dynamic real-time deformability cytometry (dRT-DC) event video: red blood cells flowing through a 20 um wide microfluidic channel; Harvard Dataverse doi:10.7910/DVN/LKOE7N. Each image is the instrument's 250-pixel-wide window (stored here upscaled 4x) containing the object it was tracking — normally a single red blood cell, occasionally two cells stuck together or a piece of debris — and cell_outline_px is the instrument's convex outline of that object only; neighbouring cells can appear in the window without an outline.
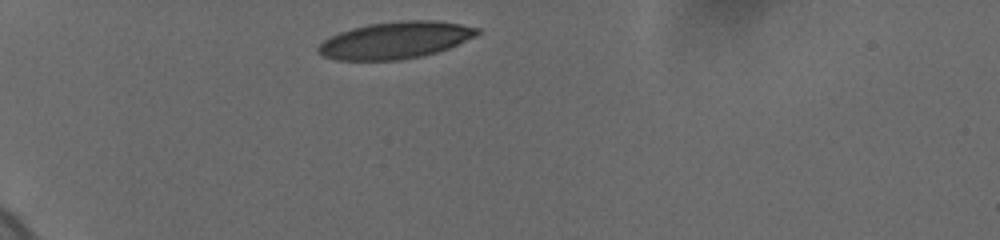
{"species": "human", "species_latin": "Homo sapiens", "temperature_condition": "cold", "stored_images_in_passage": 17, "camera_frame_rate_fps": 3000, "um_per_image_px": 0.085, "donor": {"sex": "female"}, "frame": {"image": 1, "passage_image": 1, "time_ms": 0.0, "image_size_px": [1000, 240], "cell_outline_px": [[480, 32], [476, 36], [448, 48], [424, 56], [400, 60], [336, 60], [324, 56], [316, 52], [316, 48], [328, 36], [352, 28], [368, 24], [400, 20], [436, 20], [460, 24], [480, 28]], "centroid_in_image_um": [33.59, 3.41], "position_along_channel_um": 51.4, "area_um2": 34.39}}
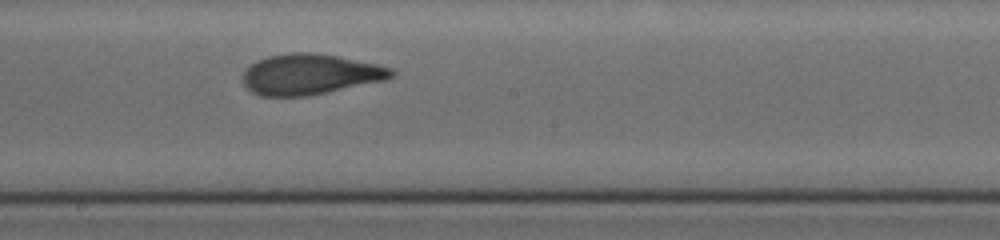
{"frame": {"image": 2, "passage_image": 10, "time_ms": 5.667, "image_size_px": [1000, 240], "cell_outline_px": [[396, 72], [392, 76], [384, 80], [308, 96], [260, 96], [252, 92], [240, 80], [240, 76], [256, 60], [268, 56], [292, 52], [312, 52], [336, 56], [376, 64], [392, 68]], "centroid_in_image_um": [26.3, 6.32], "position_along_channel_um": 221.9, "area_um2": 35.03}}
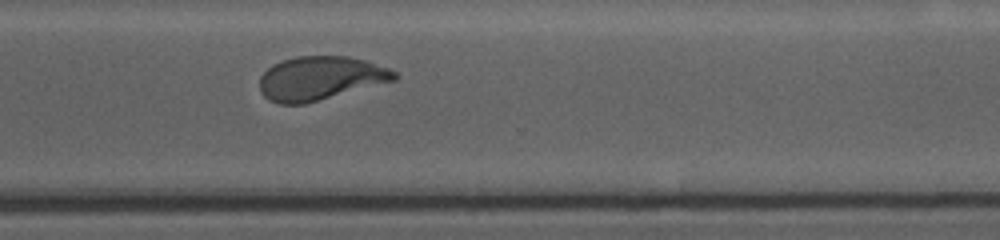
{"frame": {"image": 3, "passage_image": 17, "time_ms": 9.0, "image_size_px": [1000, 240], "cell_outline_px": [[400, 76], [396, 80], [304, 104], [280, 104], [268, 100], [260, 92], [260, 76], [272, 64], [296, 56], [348, 56], [364, 60], [388, 68], [396, 72]], "centroid_in_image_um": [27.21, 6.65], "position_along_channel_um": 343.4, "area_um2": 34.33}}